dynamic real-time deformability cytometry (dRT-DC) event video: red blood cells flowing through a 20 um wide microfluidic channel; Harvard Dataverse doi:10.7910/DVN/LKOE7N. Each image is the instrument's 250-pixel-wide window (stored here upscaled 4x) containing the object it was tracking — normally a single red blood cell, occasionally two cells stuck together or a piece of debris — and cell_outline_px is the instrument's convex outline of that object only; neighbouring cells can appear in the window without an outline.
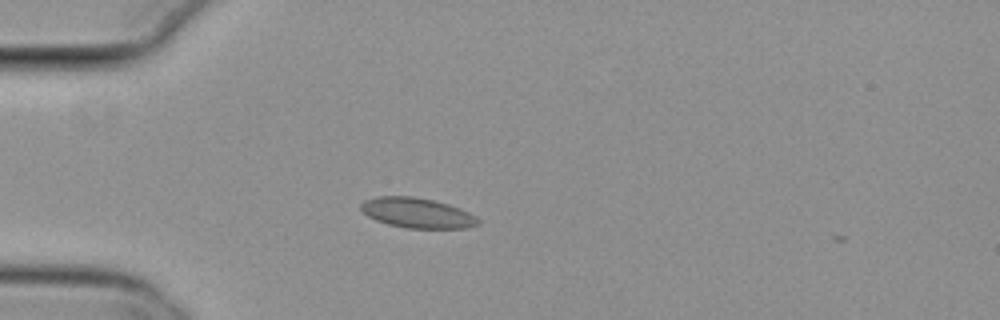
{"species": "common noctule bat (a hibernating species)", "species_latin": "Nyctalus noctula", "temperature_condition": "cold", "stored_images_in_passage": 3, "camera_frame_rate_fps": 3000, "um_per_image_px": 0.085, "animal": {"sex": "female", "body_mass_g": 29.2, "forearm_length_mm": 56.3}, "frame": {"image": 1, "passage_image": 1, "time_ms": 0.0, "image_size_px": [1000, 320], "cell_outline_px": [[480, 224], [464, 228], [408, 228], [388, 224], [376, 220], [368, 216], [360, 208], [360, 204], [364, 200], [376, 196], [412, 196], [432, 200], [448, 204], [460, 208], [476, 216], [480, 220]], "centroid_in_image_um": [35.46, 18.09], "position_along_channel_um": 49.5, "area_um2": 20.52}}